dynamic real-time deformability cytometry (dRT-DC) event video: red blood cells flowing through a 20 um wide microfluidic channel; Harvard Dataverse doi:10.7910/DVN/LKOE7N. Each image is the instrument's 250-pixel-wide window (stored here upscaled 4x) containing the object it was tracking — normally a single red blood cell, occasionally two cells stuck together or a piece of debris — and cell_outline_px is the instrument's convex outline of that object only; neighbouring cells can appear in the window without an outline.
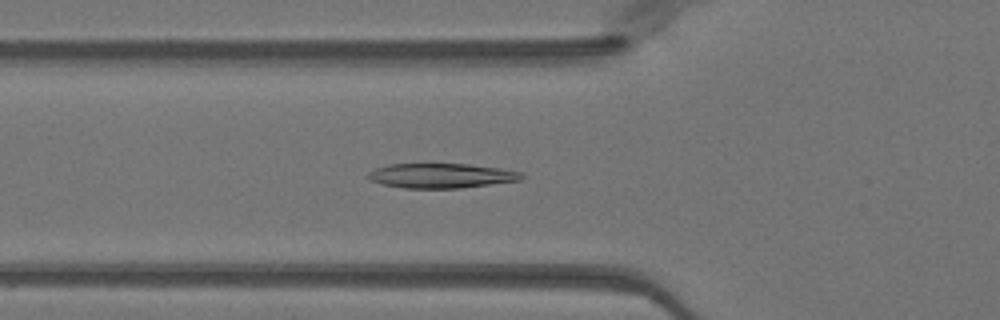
{"species": "Egyptian fruit bat (a non-hibernating species)", "species_latin": "Rousettus aegyptiacus", "temperature_condition": "warm", "stored_images_in_passage": 49, "camera_frame_rate_fps": 3000, "um_per_image_px": 0.085, "animal": {"sex": "female"}, "frame": {"image": 1, "passage_image": 17, "time_ms": 5.333, "image_size_px": [1000, 320], "cell_outline_px": [[524, 180], [460, 188], [404, 188], [380, 184], [368, 180], [364, 176], [368, 172], [376, 168], [388, 164], [468, 164], [496, 168], [520, 172], [524, 176]], "centroid_in_image_um": [37.44, 14.94], "position_along_channel_um": 88.4, "area_um2": 22.2}}
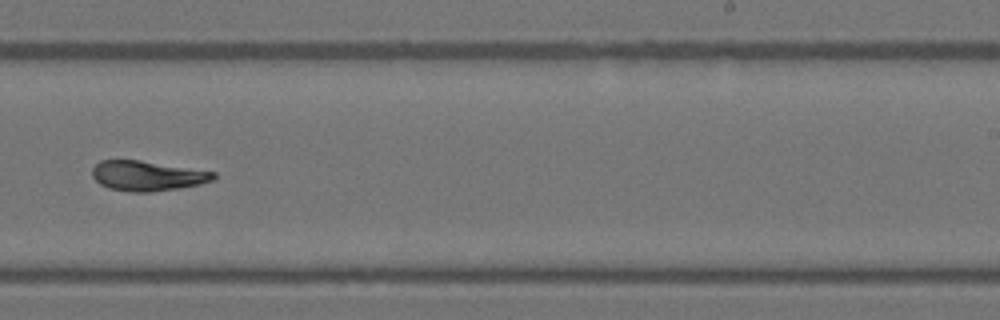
{"frame": {"image": 2, "passage_image": 31, "time_ms": 10.0, "image_size_px": [1000, 320], "cell_outline_px": [[216, 176], [212, 180], [200, 184], [180, 188], [152, 192], [128, 192], [108, 188], [100, 184], [92, 176], [92, 168], [100, 160], [140, 160], [216, 172]], "centroid_in_image_um": [12.51, 14.95], "position_along_channel_um": 276.5, "area_um2": 21.27}}
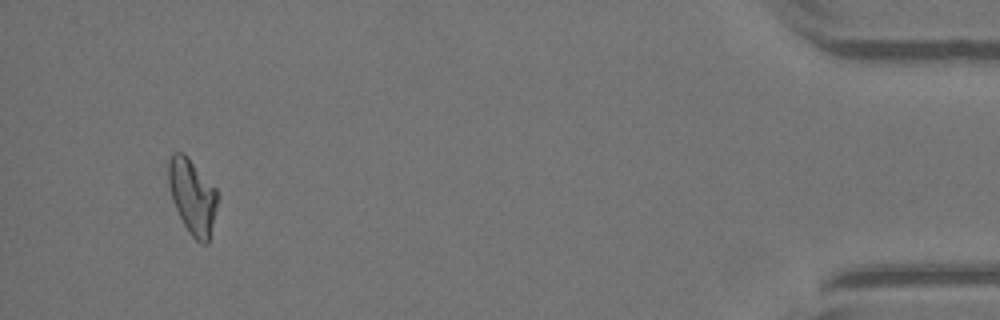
{"frame": {"image": 3, "passage_image": 47, "time_ms": 15.333, "image_size_px": [1000, 320], "cell_outline_px": [[220, 196], [208, 244], [200, 244], [192, 236], [184, 224], [172, 200], [168, 184], [168, 160], [172, 152], [184, 152], [188, 156], [216, 188]], "centroid_in_image_um": [16.37, 16.67], "position_along_channel_um": 418.8, "area_um2": 21.79}, "authors_computed_cell_mechanics": {"area_um2": 22.0796, "velocity_mm_per_s": 4.0215, "shape_relaxation_time_tau1_ms": null, "shape_relaxation_time_tau2_ms": 2.0352, "deformation_change_tau1": null, "deformation_change_tau2": 0.0881}}